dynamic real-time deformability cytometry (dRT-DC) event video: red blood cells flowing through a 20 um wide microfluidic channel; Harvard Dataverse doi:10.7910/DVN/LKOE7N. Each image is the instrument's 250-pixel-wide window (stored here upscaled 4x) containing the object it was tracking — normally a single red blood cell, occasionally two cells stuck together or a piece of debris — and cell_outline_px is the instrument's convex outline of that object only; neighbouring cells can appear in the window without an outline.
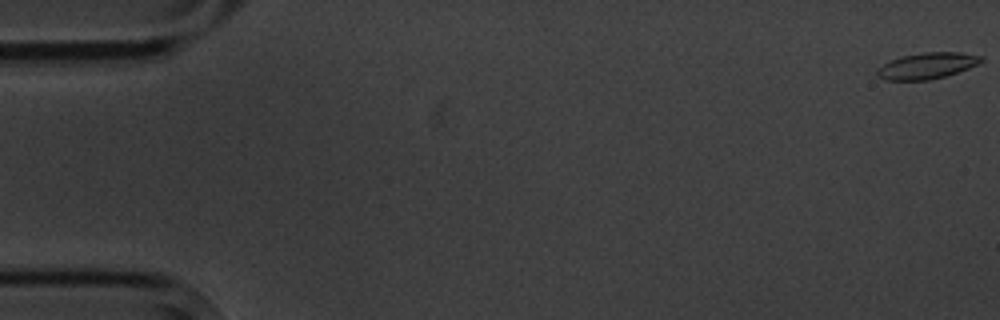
{"species": "common noctule bat (a hibernating species)", "species_latin": "Nyctalus noctula", "temperature_condition": "cold", "stored_images_in_passage": 3, "camera_frame_rate_fps": 3000, "um_per_image_px": 0.085, "animal": {"sex": "male", "body_mass_g": 20.1, "forearm_length_mm": 53.5}, "frame": {"image": 1, "passage_image": 1, "time_ms": 0.0, "image_size_px": [1000, 320], "cell_outline_px": [[984, 60], [968, 68], [944, 76], [928, 80], [888, 80], [876, 76], [876, 68], [900, 56], [924, 52], [960, 52], [984, 56]], "centroid_in_image_um": [78.78, 5.58], "position_along_channel_um": 6.2, "area_um2": 15.78}}